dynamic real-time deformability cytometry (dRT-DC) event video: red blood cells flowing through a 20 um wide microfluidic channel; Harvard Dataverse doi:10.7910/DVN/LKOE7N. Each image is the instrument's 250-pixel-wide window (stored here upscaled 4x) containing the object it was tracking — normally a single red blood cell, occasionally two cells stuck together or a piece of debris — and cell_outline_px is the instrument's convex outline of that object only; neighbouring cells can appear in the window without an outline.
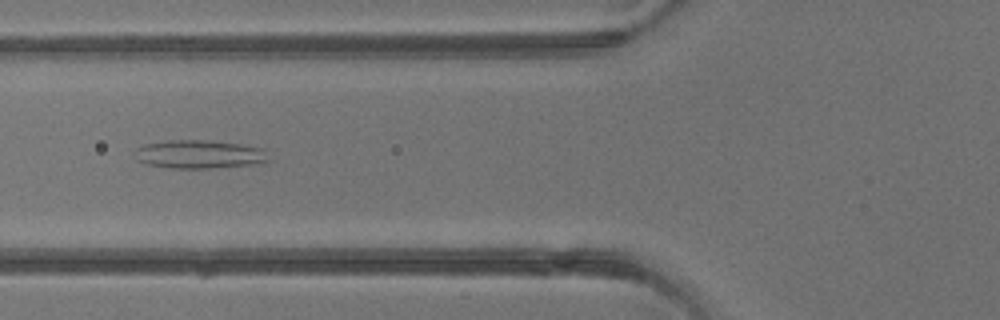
{"species": "common noctule bat (a hibernating species)", "species_latin": "Nyctalus noctula", "temperature_condition": "warm", "stored_images_in_passage": 3, "camera_frame_rate_fps": 3000, "um_per_image_px": 0.085, "animal": {"sex": "male", "body_mass_g": 13.3}, "frame": {"image": 1, "passage_image": 3, "time_ms": 3.333, "image_size_px": [1000, 320], "cell_outline_px": [[272, 160], [256, 164], [216, 168], [168, 168], [144, 164], [136, 160], [136, 148], [144, 144], [168, 140], [208, 140], [240, 144], [268, 148]], "centroid_in_image_um": [17.02, 13.12], "position_along_channel_um": 108.8, "area_um2": 22.77}}